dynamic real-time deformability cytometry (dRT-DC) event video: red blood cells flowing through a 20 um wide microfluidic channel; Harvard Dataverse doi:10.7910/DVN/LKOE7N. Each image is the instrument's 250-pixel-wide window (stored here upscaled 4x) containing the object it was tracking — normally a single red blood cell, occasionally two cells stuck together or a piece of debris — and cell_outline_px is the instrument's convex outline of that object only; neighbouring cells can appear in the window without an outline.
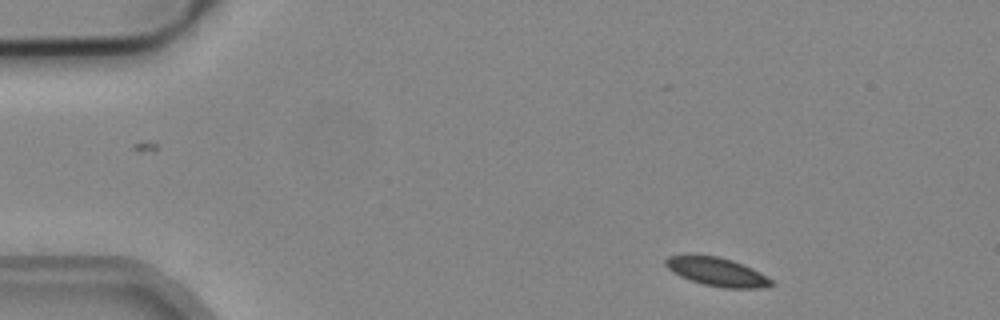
{"species": "common noctule bat (a hibernating species)", "species_latin": "Nyctalus noctula", "temperature_condition": "cold", "stored_images_in_passage": 4, "camera_frame_rate_fps": 3000, "um_per_image_px": 0.085, "animal": {"sex": "male", "body_mass_g": 19.2, "forearm_length_mm": 51.8}, "frame": {"image": 1, "passage_image": 1, "time_ms": 0.0, "image_size_px": [1000, 320], "cell_outline_px": [[776, 284], [764, 288], [724, 288], [704, 284], [680, 276], [668, 268], [664, 264], [664, 260], [668, 256], [720, 256], [744, 264], [760, 272], [772, 280]], "centroid_in_image_um": [61.0, 23.12], "position_along_channel_um": 24.0, "area_um2": 17.4}}
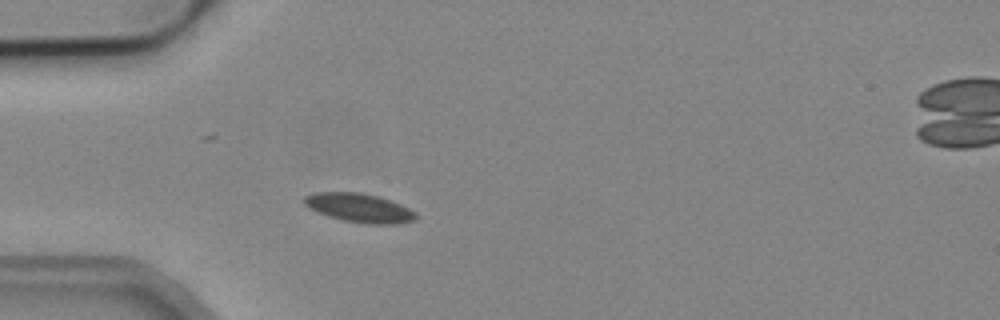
{"frame": {"image": 2, "passage_image": 3, "time_ms": 0.667, "image_size_px": [1000, 320], "cell_outline_px": [[416, 220], [396, 224], [368, 224], [344, 220], [328, 216], [316, 212], [308, 208], [304, 204], [304, 196], [312, 192], [360, 192], [380, 196], [400, 204], [416, 212]], "centroid_in_image_um": [30.52, 17.66], "position_along_channel_um": 54.5, "area_um2": 18.96}}